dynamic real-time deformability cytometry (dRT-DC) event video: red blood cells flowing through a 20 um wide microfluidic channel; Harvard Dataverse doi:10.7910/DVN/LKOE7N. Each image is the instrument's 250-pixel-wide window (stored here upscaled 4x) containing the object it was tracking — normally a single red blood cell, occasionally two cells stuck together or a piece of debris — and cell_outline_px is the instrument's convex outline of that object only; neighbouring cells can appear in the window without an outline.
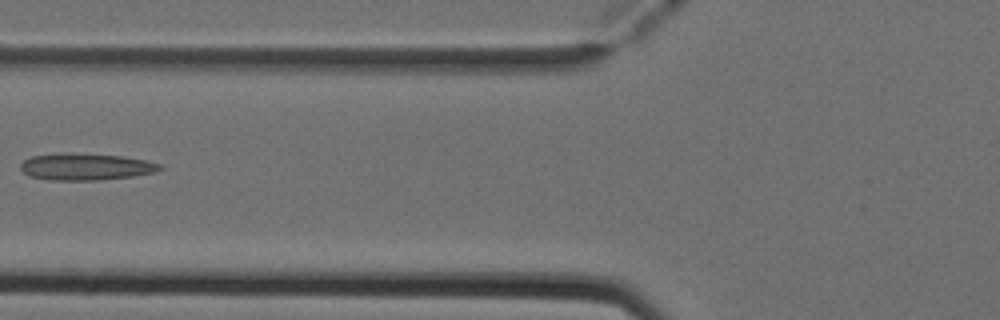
{"species": "Egyptian fruit bat (a non-hibernating species)", "species_latin": "Rousettus aegyptiacus", "temperature_condition": "cold", "stored_images_in_passage": 6, "camera_frame_rate_fps": 3000, "um_per_image_px": 0.085, "animal": {"sex": "female"}, "frame": {"image": 1, "passage_image": 6, "time_ms": 1.667, "image_size_px": [1000, 320], "cell_outline_px": [[164, 168], [156, 172], [132, 176], [96, 180], [48, 180], [28, 176], [20, 168], [20, 164], [24, 160], [32, 156], [72, 152], [124, 156], [144, 160], [160, 164]], "centroid_in_image_um": [7.28, 14.17], "position_along_channel_um": 118.5, "area_um2": 21.85}}